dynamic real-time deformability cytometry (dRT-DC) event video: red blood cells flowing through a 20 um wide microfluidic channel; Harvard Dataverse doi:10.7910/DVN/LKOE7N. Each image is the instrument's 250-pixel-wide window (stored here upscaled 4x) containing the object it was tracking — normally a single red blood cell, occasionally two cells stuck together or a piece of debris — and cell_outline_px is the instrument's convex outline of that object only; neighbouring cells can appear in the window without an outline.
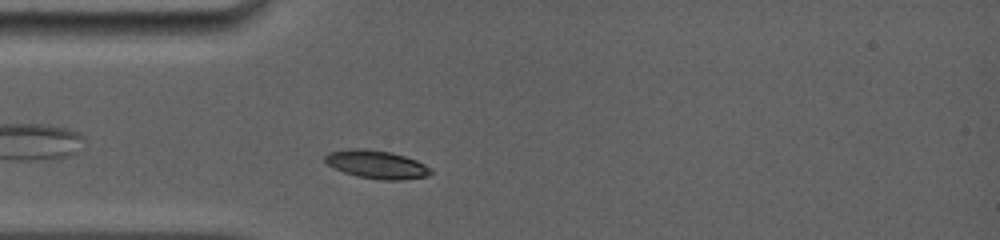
{"species": "common noctule bat (a hibernating species)", "species_latin": "Nyctalus noctula", "temperature_condition": "room temperature", "stored_images_in_passage": 6, "camera_frame_rate_fps": 5000, "um_per_image_px": 0.085, "animal": {"sex": "female", "body_mass_g": 19.0, "forearm_length_mm": 56.7}, "frame": {"image": 1, "passage_image": 6, "time_ms": 4.6, "image_size_px": [1000, 240], "cell_outline_px": [[432, 172], [424, 176], [400, 180], [380, 180], [356, 176], [344, 172], [328, 164], [324, 160], [324, 156], [328, 152], [348, 148], [364, 148], [392, 152], [416, 160], [432, 168]], "centroid_in_image_um": [31.98, 13.96], "position_along_channel_um": 53.0, "area_um2": 17.4}}